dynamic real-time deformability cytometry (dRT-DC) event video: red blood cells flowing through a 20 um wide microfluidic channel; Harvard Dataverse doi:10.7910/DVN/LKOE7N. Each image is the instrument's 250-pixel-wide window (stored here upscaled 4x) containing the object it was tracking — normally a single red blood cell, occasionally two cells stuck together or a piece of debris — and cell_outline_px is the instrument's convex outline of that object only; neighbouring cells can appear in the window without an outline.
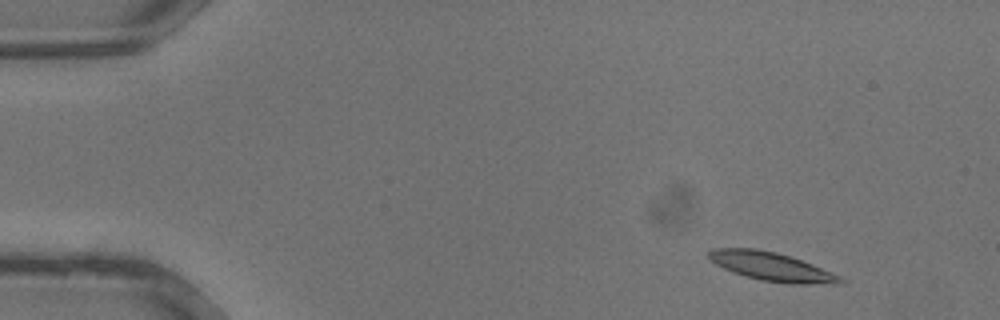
{"species": "common noctule bat (a hibernating species)", "species_latin": "Nyctalus noctula", "temperature_condition": "warm", "stored_images_in_passage": 34, "camera_frame_rate_fps": 3000, "um_per_image_px": 0.085, "animal": {"sex": "male", "body_mass_g": 13.3}, "frame": {"image": 1, "passage_image": 3, "time_ms": 0.667, "image_size_px": [1000, 320], "cell_outline_px": [[848, 280], [840, 284], [788, 284], [764, 280], [744, 276], [732, 272], [716, 264], [708, 256], [708, 252], [712, 248], [756, 248], [776, 252], [812, 264], [840, 276]], "centroid_in_image_um": [65.61, 22.67], "position_along_channel_um": 19.4, "area_um2": 21.85}}
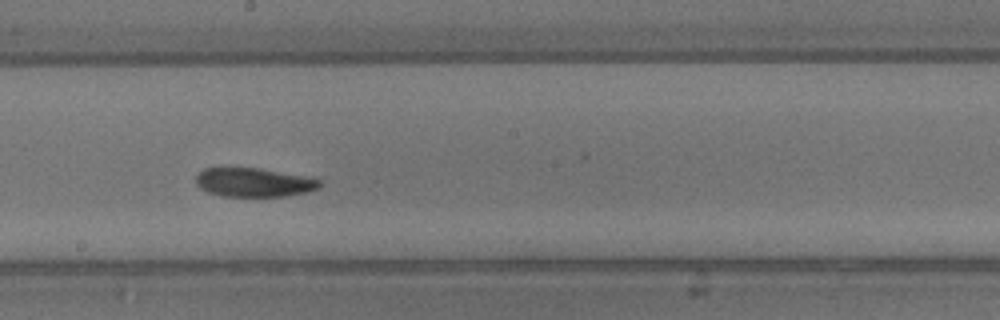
{"frame": {"image": 2, "passage_image": 19, "time_ms": 6.0, "image_size_px": [1000, 320], "cell_outline_px": [[320, 188], [308, 192], [284, 196], [220, 196], [208, 192], [200, 188], [196, 184], [196, 176], [204, 168], [260, 168], [304, 176], [320, 180]], "centroid_in_image_um": [21.57, 15.51], "position_along_channel_um": 226.6, "area_um2": 20.75}}
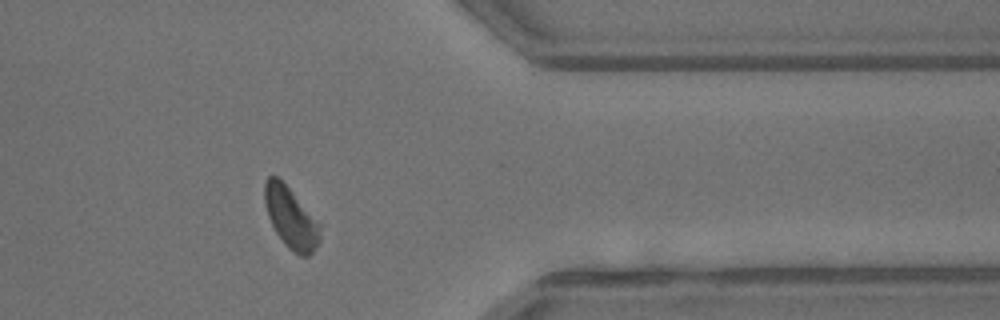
{"frame": {"image": 3, "passage_image": 28, "time_ms": 9.0, "image_size_px": [1000, 320], "cell_outline_px": [[324, 224], [320, 240], [312, 252], [308, 256], [300, 256], [288, 248], [284, 244], [276, 232], [268, 216], [264, 200], [264, 184], [268, 176], [276, 176]], "centroid_in_image_um": [24.78, 18.54], "position_along_channel_um": 386.6, "area_um2": 20.0}}